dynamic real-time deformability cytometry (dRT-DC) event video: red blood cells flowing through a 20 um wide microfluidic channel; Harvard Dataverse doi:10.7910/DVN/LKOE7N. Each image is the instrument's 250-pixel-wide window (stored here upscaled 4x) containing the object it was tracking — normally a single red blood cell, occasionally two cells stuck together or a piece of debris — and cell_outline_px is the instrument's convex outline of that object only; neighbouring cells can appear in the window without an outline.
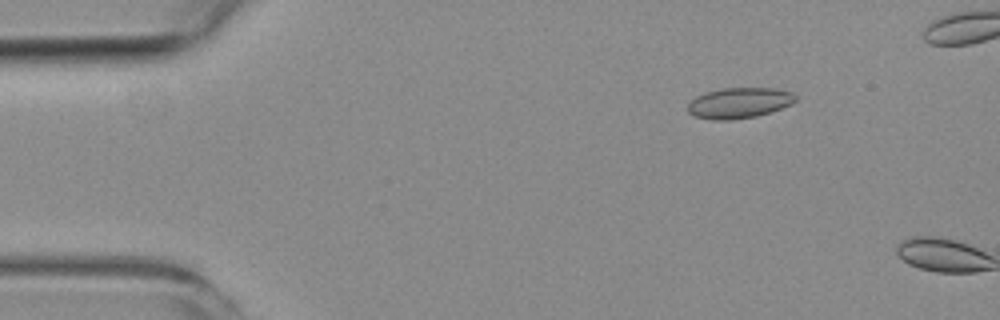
{"species": "common noctule bat (a hibernating species)", "species_latin": "Nyctalus noctula", "temperature_condition": "room temperature", "stored_images_in_passage": 4, "camera_frame_rate_fps": 3000, "um_per_image_px": 0.085, "animal": {"sex": "female", "body_mass_g": 19.3, "forearm_length_mm": 54.1}, "frame": {"image": 1, "passage_image": 3, "time_ms": 2.333, "image_size_px": [1000, 320], "cell_outline_px": [[796, 100], [792, 104], [756, 116], [732, 120], [712, 120], [696, 116], [688, 112], [688, 104], [696, 96], [704, 92], [720, 88], [776, 88], [792, 92], [796, 96]], "centroid_in_image_um": [62.82, 8.74], "position_along_channel_um": 22.2, "area_um2": 19.25}}